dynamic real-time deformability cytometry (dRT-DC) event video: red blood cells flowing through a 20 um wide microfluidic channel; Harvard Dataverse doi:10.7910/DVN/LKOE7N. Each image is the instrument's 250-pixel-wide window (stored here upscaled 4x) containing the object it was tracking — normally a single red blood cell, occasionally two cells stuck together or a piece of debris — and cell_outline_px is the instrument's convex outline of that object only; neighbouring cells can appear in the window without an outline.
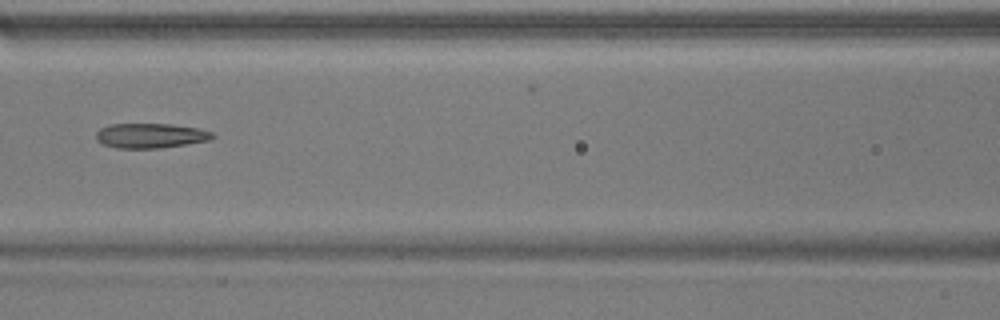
{"species": "common noctule bat (a hibernating species)", "species_latin": "Nyctalus noctula", "temperature_condition": "warm", "stored_images_in_passage": 41, "camera_frame_rate_fps": 3000, "um_per_image_px": 0.085, "animal": {"sex": "male", "body_mass_g": 17.9}, "frame": {"image": 1, "passage_image": 12, "time_ms": 3.667, "image_size_px": [1000, 320], "cell_outline_px": [[216, 136], [212, 140], [160, 148], [116, 148], [104, 144], [96, 140], [96, 132], [100, 128], [108, 124], [172, 124], [200, 128], [212, 132]], "centroid_in_image_um": [12.82, 11.52], "position_along_channel_um": 153.8, "area_um2": 16.99}}
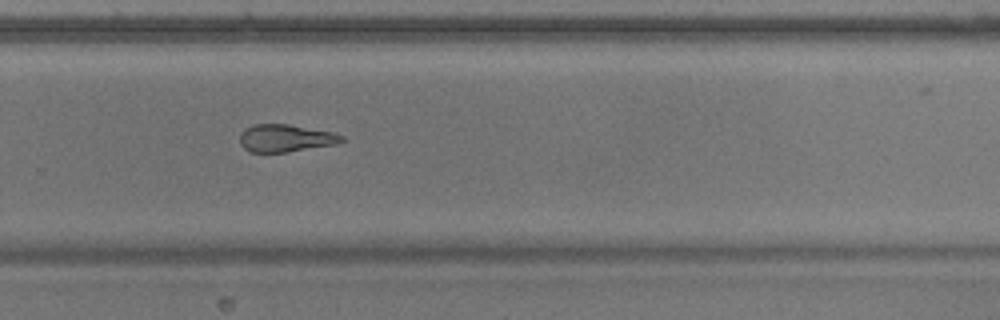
{"frame": {"image": 2, "passage_image": 24, "time_ms": 7.667, "image_size_px": [1000, 320], "cell_outline_px": [[344, 140], [336, 144], [284, 152], [252, 152], [244, 148], [240, 144], [240, 132], [244, 128], [256, 124], [288, 124], [332, 132], [344, 136]], "centroid_in_image_um": [24.24, 11.73], "position_along_channel_um": 305.6, "area_um2": 16.18}, "authors_computed_cell_mechanics": {"area_um2": 17.8602, "velocity_mm_per_s": 3.8075, "shape_relaxation_time_tau1_ms": null, "shape_relaxation_time_tau2_ms": 5.1577, "deformation_change_tau1": null, "deformation_change_tau2": 0.1488}}